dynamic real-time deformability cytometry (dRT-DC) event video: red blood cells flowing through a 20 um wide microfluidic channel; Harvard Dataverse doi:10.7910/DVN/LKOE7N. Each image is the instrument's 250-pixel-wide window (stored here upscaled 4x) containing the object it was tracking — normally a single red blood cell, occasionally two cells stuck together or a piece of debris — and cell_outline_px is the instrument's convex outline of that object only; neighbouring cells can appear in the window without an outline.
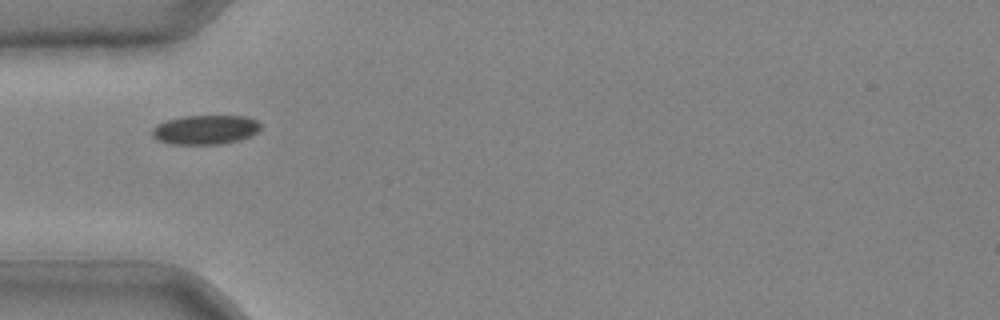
{"species": "common noctule bat (a hibernating species)", "species_latin": "Nyctalus noctula", "temperature_condition": "cold", "stored_images_in_passage": 26, "camera_frame_rate_fps": 3000, "um_per_image_px": 0.085, "animal": {"sex": "male", "body_mass_g": 20.4}, "frame": {"image": 1, "passage_image": 1, "time_ms": 0.0, "image_size_px": [1000, 320], "cell_outline_px": [[260, 128], [252, 136], [240, 140], [220, 144], [168, 144], [156, 140], [152, 136], [152, 128], [156, 124], [168, 120], [184, 116], [244, 116], [256, 120], [260, 124]], "centroid_in_image_um": [17.43, 11.03], "position_along_channel_um": 67.6, "area_um2": 18.61}}
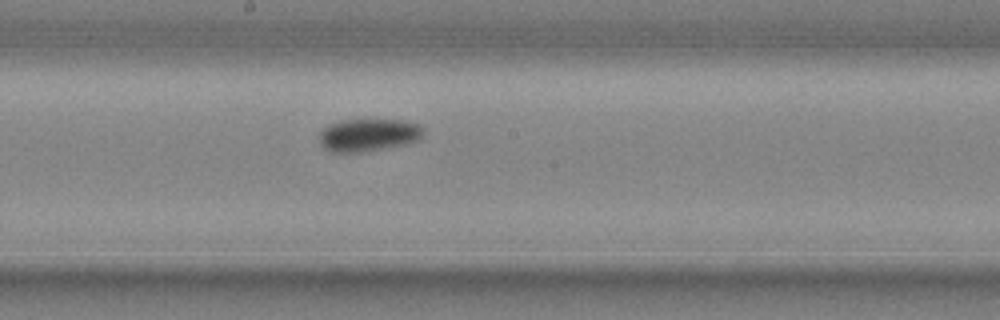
{"frame": {"image": 2, "passage_image": 11, "time_ms": 3.333, "image_size_px": [1000, 320], "cell_outline_px": [[424, 132], [420, 140], [408, 144], [360, 152], [332, 152], [324, 148], [320, 144], [320, 132], [328, 124], [340, 120], [408, 120], [420, 124]], "centroid_in_image_um": [31.35, 11.47], "position_along_channel_um": 216.9, "area_um2": 20.0}}
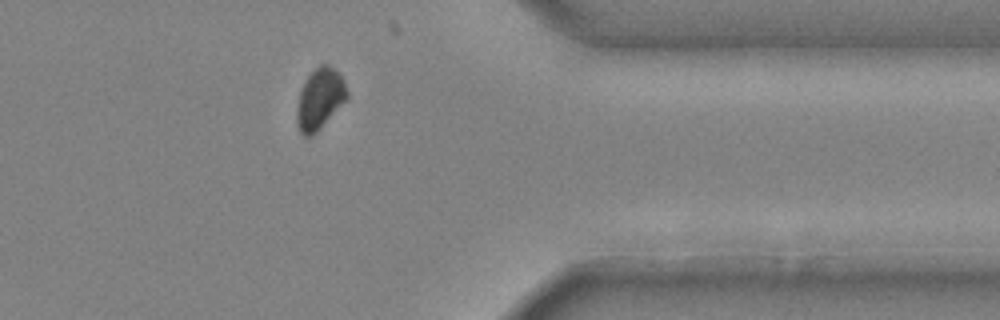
{"frame": {"image": 3, "passage_image": 23, "time_ms": 7.333, "image_size_px": [1000, 320], "cell_outline_px": [[348, 100], [312, 136], [304, 136], [300, 132], [296, 124], [296, 112], [300, 92], [304, 80], [320, 64], [328, 64], [344, 80], [348, 92]], "centroid_in_image_um": [27.19, 8.43], "position_along_channel_um": 384.2, "area_um2": 17.86}}